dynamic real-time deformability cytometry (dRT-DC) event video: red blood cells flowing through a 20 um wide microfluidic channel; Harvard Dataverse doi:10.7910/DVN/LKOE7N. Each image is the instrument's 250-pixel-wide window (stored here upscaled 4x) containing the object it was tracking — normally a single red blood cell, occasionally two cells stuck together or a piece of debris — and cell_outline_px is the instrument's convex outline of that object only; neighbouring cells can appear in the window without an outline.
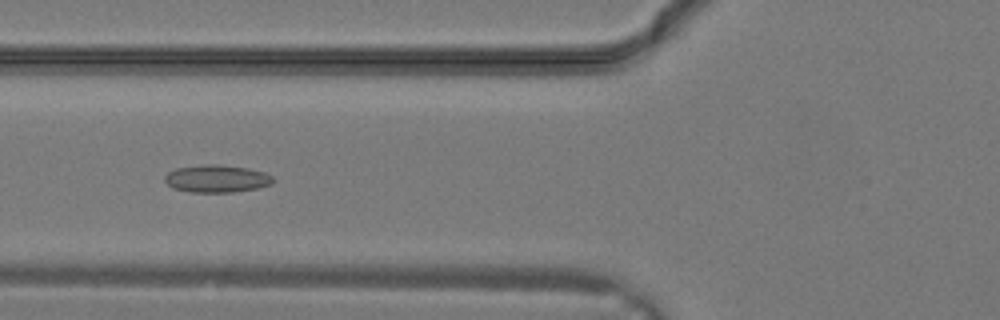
{"species": "common noctule bat (a hibernating species)", "species_latin": "Nyctalus noctula", "temperature_condition": "warm", "stored_images_in_passage": 18, "camera_frame_rate_fps": 3000, "um_per_image_px": 0.085, "animal": {"sex": "male", "body_mass_g": 19.2, "forearm_length_mm": 51.8}, "frame": {"image": 1, "passage_image": 11, "time_ms": 3.333, "image_size_px": [1000, 320], "cell_outline_px": [[276, 180], [272, 184], [256, 188], [232, 192], [192, 192], [172, 188], [164, 180], [164, 176], [168, 172], [176, 168], [204, 164], [216, 164], [248, 168], [264, 172], [272, 176]], "centroid_in_image_um": [18.42, 15.18], "position_along_channel_um": 107.4, "area_um2": 17.4}}
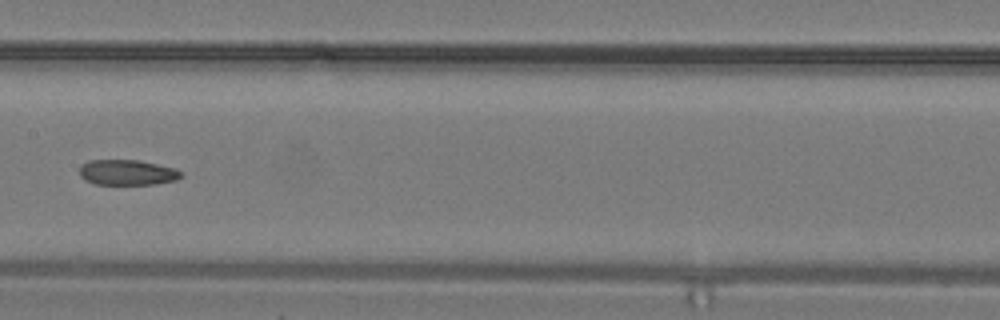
{"frame": {"image": 2, "passage_image": 15, "time_ms": 4.667, "image_size_px": [1000, 320], "cell_outline_px": [[180, 176], [176, 180], [156, 184], [96, 184], [84, 180], [80, 176], [80, 164], [88, 160], [140, 160], [176, 168], [180, 172]], "centroid_in_image_um": [10.78, 14.65], "position_along_channel_um": 196.6, "area_um2": 15.09}}
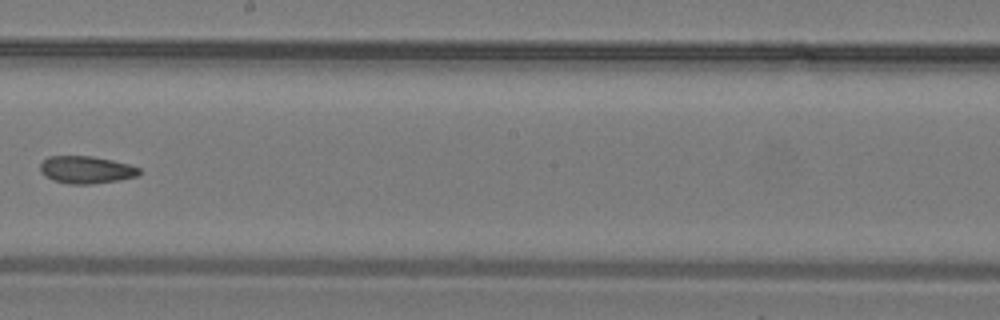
{"frame": {"image": 3, "passage_image": 17, "time_ms": 5.333, "image_size_px": [1000, 320], "cell_outline_px": [[140, 172], [136, 176], [120, 180], [92, 184], [68, 184], [52, 180], [44, 176], [40, 172], [40, 164], [48, 156], [92, 156], [112, 160], [128, 164], [140, 168]], "centroid_in_image_um": [7.29, 14.43], "position_along_channel_um": 240.9, "area_um2": 15.9}}